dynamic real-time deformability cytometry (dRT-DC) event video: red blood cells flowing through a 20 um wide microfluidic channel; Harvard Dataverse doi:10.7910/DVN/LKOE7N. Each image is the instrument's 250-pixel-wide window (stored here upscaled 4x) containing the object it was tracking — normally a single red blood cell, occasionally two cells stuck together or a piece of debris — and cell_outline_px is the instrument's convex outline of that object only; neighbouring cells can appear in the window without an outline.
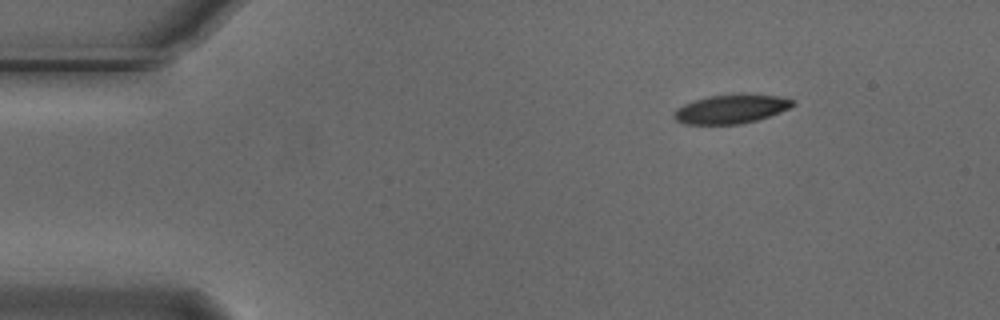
{"species": "Egyptian fruit bat (a non-hibernating species)", "species_latin": "Rousettus aegyptiacus", "temperature_condition": "cold", "stored_images_in_passage": 49, "camera_frame_rate_fps": 3000, "um_per_image_px": 0.085, "animal": {"sex": "male"}, "frame": {"image": 1, "passage_image": 1, "time_ms": 0.0, "image_size_px": [1000, 320], "cell_outline_px": [[796, 104], [780, 112], [756, 120], [740, 124], [684, 124], [676, 120], [672, 116], [672, 112], [676, 108], [692, 100], [708, 96], [740, 92], [744, 92], [780, 96], [792, 100]], "centroid_in_image_um": [62.11, 9.23], "position_along_channel_um": 22.9, "area_um2": 20.52}}
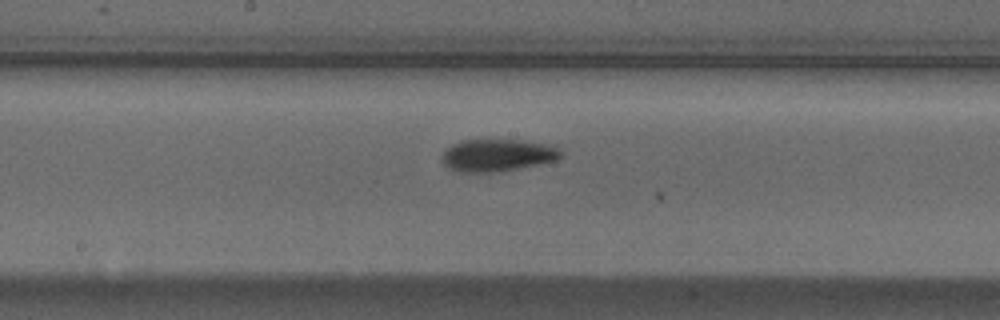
{"frame": {"image": 2, "passage_image": 22, "time_ms": 7.0, "image_size_px": [1000, 320], "cell_outline_px": [[564, 152], [556, 160], [520, 168], [500, 172], [460, 172], [448, 168], [440, 160], [444, 152], [452, 144], [460, 140], [520, 140], [548, 144]], "centroid_in_image_um": [42.25, 13.2], "position_along_channel_um": 205.9, "area_um2": 22.37}}
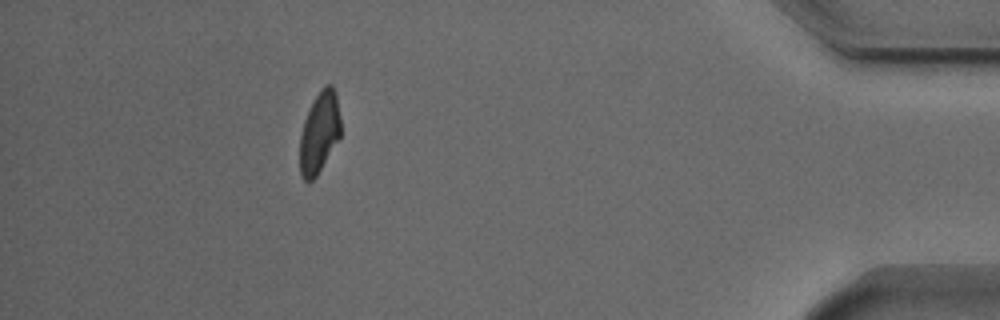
{"frame": {"image": 3, "passage_image": 43, "time_ms": 14.0, "image_size_px": [1000, 320], "cell_outline_px": [[340, 136], [316, 176], [308, 184], [300, 176], [300, 136], [304, 120], [312, 100], [324, 84], [332, 84], [336, 92], [340, 116]], "centroid_in_image_um": [27.13, 11.23], "position_along_channel_um": 408.1, "area_um2": 19.42}, "authors_computed_cell_mechanics": {"area_um2": 21.5016, "velocity_mm_per_s": 3.7046, "shape_relaxation_time_tau1_ms": 3.6302, "shape_relaxation_time_tau2_ms": 6.3802, "deformation_change_tau1": 0.1259, "deformation_change_tau2": 0.1206}}